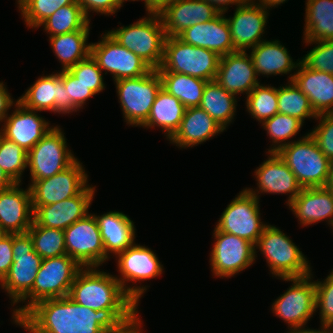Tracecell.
<instances>
[{
	"label": "cell",
	"instance_id": "obj_1",
	"mask_svg": "<svg viewBox=\"0 0 333 333\" xmlns=\"http://www.w3.org/2000/svg\"><path fill=\"white\" fill-rule=\"evenodd\" d=\"M16 324L29 333H142L137 309L95 311L69 296L37 302Z\"/></svg>",
	"mask_w": 333,
	"mask_h": 333
},
{
	"label": "cell",
	"instance_id": "obj_2",
	"mask_svg": "<svg viewBox=\"0 0 333 333\" xmlns=\"http://www.w3.org/2000/svg\"><path fill=\"white\" fill-rule=\"evenodd\" d=\"M68 296L76 303L95 311L138 307L124 292L115 276L100 271L97 267L82 268L77 273Z\"/></svg>",
	"mask_w": 333,
	"mask_h": 333
},
{
	"label": "cell",
	"instance_id": "obj_3",
	"mask_svg": "<svg viewBox=\"0 0 333 333\" xmlns=\"http://www.w3.org/2000/svg\"><path fill=\"white\" fill-rule=\"evenodd\" d=\"M82 267L70 256L45 258L33 283L31 292L21 301L27 304L16 307L12 318L16 323L32 306L45 299L62 298L69 295L71 285Z\"/></svg>",
	"mask_w": 333,
	"mask_h": 333
},
{
	"label": "cell",
	"instance_id": "obj_4",
	"mask_svg": "<svg viewBox=\"0 0 333 333\" xmlns=\"http://www.w3.org/2000/svg\"><path fill=\"white\" fill-rule=\"evenodd\" d=\"M258 248L275 277L299 278L312 273L307 257L290 237L274 225L265 227L255 245V249Z\"/></svg>",
	"mask_w": 333,
	"mask_h": 333
},
{
	"label": "cell",
	"instance_id": "obj_5",
	"mask_svg": "<svg viewBox=\"0 0 333 333\" xmlns=\"http://www.w3.org/2000/svg\"><path fill=\"white\" fill-rule=\"evenodd\" d=\"M148 16L129 26L108 31V33L121 46L138 55L152 69L157 70L163 60L166 35L160 15L148 13Z\"/></svg>",
	"mask_w": 333,
	"mask_h": 333
},
{
	"label": "cell",
	"instance_id": "obj_6",
	"mask_svg": "<svg viewBox=\"0 0 333 333\" xmlns=\"http://www.w3.org/2000/svg\"><path fill=\"white\" fill-rule=\"evenodd\" d=\"M277 153L302 188L326 187L331 161L325 157L309 132Z\"/></svg>",
	"mask_w": 333,
	"mask_h": 333
},
{
	"label": "cell",
	"instance_id": "obj_7",
	"mask_svg": "<svg viewBox=\"0 0 333 333\" xmlns=\"http://www.w3.org/2000/svg\"><path fill=\"white\" fill-rule=\"evenodd\" d=\"M219 61L220 56L214 51L185 43L177 36L166 37L157 71L183 73L209 82L216 79Z\"/></svg>",
	"mask_w": 333,
	"mask_h": 333
},
{
	"label": "cell",
	"instance_id": "obj_8",
	"mask_svg": "<svg viewBox=\"0 0 333 333\" xmlns=\"http://www.w3.org/2000/svg\"><path fill=\"white\" fill-rule=\"evenodd\" d=\"M125 122L141 126L148 118L156 96L162 88V80L157 70L136 77L114 81Z\"/></svg>",
	"mask_w": 333,
	"mask_h": 333
},
{
	"label": "cell",
	"instance_id": "obj_9",
	"mask_svg": "<svg viewBox=\"0 0 333 333\" xmlns=\"http://www.w3.org/2000/svg\"><path fill=\"white\" fill-rule=\"evenodd\" d=\"M12 252L13 263L0 286L9 294L14 305L31 292L43 259L34 251L32 239L27 232L13 234Z\"/></svg>",
	"mask_w": 333,
	"mask_h": 333
},
{
	"label": "cell",
	"instance_id": "obj_10",
	"mask_svg": "<svg viewBox=\"0 0 333 333\" xmlns=\"http://www.w3.org/2000/svg\"><path fill=\"white\" fill-rule=\"evenodd\" d=\"M116 257L120 277L115 275V278L120 282L124 292L138 305L147 288L127 286V281L140 282L156 278L162 274L163 265L151 248L135 243L118 253Z\"/></svg>",
	"mask_w": 333,
	"mask_h": 333
},
{
	"label": "cell",
	"instance_id": "obj_11",
	"mask_svg": "<svg viewBox=\"0 0 333 333\" xmlns=\"http://www.w3.org/2000/svg\"><path fill=\"white\" fill-rule=\"evenodd\" d=\"M60 126L53 128L28 151L31 182L46 179L68 168L77 158L68 149Z\"/></svg>",
	"mask_w": 333,
	"mask_h": 333
},
{
	"label": "cell",
	"instance_id": "obj_12",
	"mask_svg": "<svg viewBox=\"0 0 333 333\" xmlns=\"http://www.w3.org/2000/svg\"><path fill=\"white\" fill-rule=\"evenodd\" d=\"M259 199L243 189L220 216L216 229L256 245L267 224L261 222Z\"/></svg>",
	"mask_w": 333,
	"mask_h": 333
},
{
	"label": "cell",
	"instance_id": "obj_13",
	"mask_svg": "<svg viewBox=\"0 0 333 333\" xmlns=\"http://www.w3.org/2000/svg\"><path fill=\"white\" fill-rule=\"evenodd\" d=\"M313 275L299 278H282L293 282L281 296L272 303V313L288 324L290 328L305 327L316 311V283Z\"/></svg>",
	"mask_w": 333,
	"mask_h": 333
},
{
	"label": "cell",
	"instance_id": "obj_14",
	"mask_svg": "<svg viewBox=\"0 0 333 333\" xmlns=\"http://www.w3.org/2000/svg\"><path fill=\"white\" fill-rule=\"evenodd\" d=\"M66 254L82 268L99 267L105 263L99 225L95 214H88L64 230Z\"/></svg>",
	"mask_w": 333,
	"mask_h": 333
},
{
	"label": "cell",
	"instance_id": "obj_15",
	"mask_svg": "<svg viewBox=\"0 0 333 333\" xmlns=\"http://www.w3.org/2000/svg\"><path fill=\"white\" fill-rule=\"evenodd\" d=\"M214 246L210 253L211 271L216 277H233L253 265L255 245L233 234L214 228Z\"/></svg>",
	"mask_w": 333,
	"mask_h": 333
},
{
	"label": "cell",
	"instance_id": "obj_16",
	"mask_svg": "<svg viewBox=\"0 0 333 333\" xmlns=\"http://www.w3.org/2000/svg\"><path fill=\"white\" fill-rule=\"evenodd\" d=\"M97 43H91V55L101 70L110 72L113 80L136 78L152 68L138 55L121 46L108 32Z\"/></svg>",
	"mask_w": 333,
	"mask_h": 333
},
{
	"label": "cell",
	"instance_id": "obj_17",
	"mask_svg": "<svg viewBox=\"0 0 333 333\" xmlns=\"http://www.w3.org/2000/svg\"><path fill=\"white\" fill-rule=\"evenodd\" d=\"M84 166L76 159L52 177L29 184L32 206L50 205L78 195L88 184Z\"/></svg>",
	"mask_w": 333,
	"mask_h": 333
},
{
	"label": "cell",
	"instance_id": "obj_18",
	"mask_svg": "<svg viewBox=\"0 0 333 333\" xmlns=\"http://www.w3.org/2000/svg\"><path fill=\"white\" fill-rule=\"evenodd\" d=\"M256 2L246 0L242 5L236 6L233 17L226 18L230 27L233 52H247L246 49H252L264 41L261 37L265 33L269 10Z\"/></svg>",
	"mask_w": 333,
	"mask_h": 333
},
{
	"label": "cell",
	"instance_id": "obj_19",
	"mask_svg": "<svg viewBox=\"0 0 333 333\" xmlns=\"http://www.w3.org/2000/svg\"><path fill=\"white\" fill-rule=\"evenodd\" d=\"M63 83V70L59 73L41 76L31 85L25 94L19 97L24 107L36 111H51L54 113L69 114L79 111V108L67 99Z\"/></svg>",
	"mask_w": 333,
	"mask_h": 333
},
{
	"label": "cell",
	"instance_id": "obj_20",
	"mask_svg": "<svg viewBox=\"0 0 333 333\" xmlns=\"http://www.w3.org/2000/svg\"><path fill=\"white\" fill-rule=\"evenodd\" d=\"M95 187L89 184L76 196L44 206H32L33 221L47 228L65 230L78 220L86 217L93 201Z\"/></svg>",
	"mask_w": 333,
	"mask_h": 333
},
{
	"label": "cell",
	"instance_id": "obj_21",
	"mask_svg": "<svg viewBox=\"0 0 333 333\" xmlns=\"http://www.w3.org/2000/svg\"><path fill=\"white\" fill-rule=\"evenodd\" d=\"M268 158L255 170L258 190L245 188L259 199L258 194H289L287 204H290L302 190L293 172L277 152H269ZM257 191V192H256Z\"/></svg>",
	"mask_w": 333,
	"mask_h": 333
},
{
	"label": "cell",
	"instance_id": "obj_22",
	"mask_svg": "<svg viewBox=\"0 0 333 333\" xmlns=\"http://www.w3.org/2000/svg\"><path fill=\"white\" fill-rule=\"evenodd\" d=\"M16 109L4 120L0 134L21 146L27 152L31 150L53 127L49 126L36 110L24 107L20 102Z\"/></svg>",
	"mask_w": 333,
	"mask_h": 333
},
{
	"label": "cell",
	"instance_id": "obj_23",
	"mask_svg": "<svg viewBox=\"0 0 333 333\" xmlns=\"http://www.w3.org/2000/svg\"><path fill=\"white\" fill-rule=\"evenodd\" d=\"M21 183L0 190V227L7 234L26 233L33 222L30 188H20Z\"/></svg>",
	"mask_w": 333,
	"mask_h": 333
},
{
	"label": "cell",
	"instance_id": "obj_24",
	"mask_svg": "<svg viewBox=\"0 0 333 333\" xmlns=\"http://www.w3.org/2000/svg\"><path fill=\"white\" fill-rule=\"evenodd\" d=\"M215 81L229 93L246 96L260 83L251 55L236 51L220 57Z\"/></svg>",
	"mask_w": 333,
	"mask_h": 333
},
{
	"label": "cell",
	"instance_id": "obj_25",
	"mask_svg": "<svg viewBox=\"0 0 333 333\" xmlns=\"http://www.w3.org/2000/svg\"><path fill=\"white\" fill-rule=\"evenodd\" d=\"M219 14L204 0H175L159 13L166 37H175L184 29L212 20Z\"/></svg>",
	"mask_w": 333,
	"mask_h": 333
},
{
	"label": "cell",
	"instance_id": "obj_26",
	"mask_svg": "<svg viewBox=\"0 0 333 333\" xmlns=\"http://www.w3.org/2000/svg\"><path fill=\"white\" fill-rule=\"evenodd\" d=\"M224 16L220 13L212 20L188 27L177 37L185 43L214 51L220 57L233 53L230 27Z\"/></svg>",
	"mask_w": 333,
	"mask_h": 333
},
{
	"label": "cell",
	"instance_id": "obj_27",
	"mask_svg": "<svg viewBox=\"0 0 333 333\" xmlns=\"http://www.w3.org/2000/svg\"><path fill=\"white\" fill-rule=\"evenodd\" d=\"M288 78L308 97L317 116L333 113L332 74L312 70L300 62L296 73Z\"/></svg>",
	"mask_w": 333,
	"mask_h": 333
},
{
	"label": "cell",
	"instance_id": "obj_28",
	"mask_svg": "<svg viewBox=\"0 0 333 333\" xmlns=\"http://www.w3.org/2000/svg\"><path fill=\"white\" fill-rule=\"evenodd\" d=\"M288 205L302 226L327 219L333 227V193L327 187L302 188Z\"/></svg>",
	"mask_w": 333,
	"mask_h": 333
},
{
	"label": "cell",
	"instance_id": "obj_29",
	"mask_svg": "<svg viewBox=\"0 0 333 333\" xmlns=\"http://www.w3.org/2000/svg\"><path fill=\"white\" fill-rule=\"evenodd\" d=\"M224 130L205 110L191 107L186 108L179 129L169 141L181 148L193 147Z\"/></svg>",
	"mask_w": 333,
	"mask_h": 333
},
{
	"label": "cell",
	"instance_id": "obj_30",
	"mask_svg": "<svg viewBox=\"0 0 333 333\" xmlns=\"http://www.w3.org/2000/svg\"><path fill=\"white\" fill-rule=\"evenodd\" d=\"M105 249V261L110 253L117 255L135 242L134 222L122 212L109 211L101 216L95 215Z\"/></svg>",
	"mask_w": 333,
	"mask_h": 333
},
{
	"label": "cell",
	"instance_id": "obj_31",
	"mask_svg": "<svg viewBox=\"0 0 333 333\" xmlns=\"http://www.w3.org/2000/svg\"><path fill=\"white\" fill-rule=\"evenodd\" d=\"M253 60L257 77L260 74L279 75L289 74L297 70L300 60L293 61L287 48L279 40H264L251 49L249 53ZM299 61V62H298Z\"/></svg>",
	"mask_w": 333,
	"mask_h": 333
},
{
	"label": "cell",
	"instance_id": "obj_32",
	"mask_svg": "<svg viewBox=\"0 0 333 333\" xmlns=\"http://www.w3.org/2000/svg\"><path fill=\"white\" fill-rule=\"evenodd\" d=\"M186 107L163 88L158 92L143 128L161 127L169 140L179 129Z\"/></svg>",
	"mask_w": 333,
	"mask_h": 333
},
{
	"label": "cell",
	"instance_id": "obj_33",
	"mask_svg": "<svg viewBox=\"0 0 333 333\" xmlns=\"http://www.w3.org/2000/svg\"><path fill=\"white\" fill-rule=\"evenodd\" d=\"M90 28L50 36L49 41L56 58L62 63L61 70H68L91 54V43H87Z\"/></svg>",
	"mask_w": 333,
	"mask_h": 333
},
{
	"label": "cell",
	"instance_id": "obj_34",
	"mask_svg": "<svg viewBox=\"0 0 333 333\" xmlns=\"http://www.w3.org/2000/svg\"><path fill=\"white\" fill-rule=\"evenodd\" d=\"M304 40H333V0H307Z\"/></svg>",
	"mask_w": 333,
	"mask_h": 333
},
{
	"label": "cell",
	"instance_id": "obj_35",
	"mask_svg": "<svg viewBox=\"0 0 333 333\" xmlns=\"http://www.w3.org/2000/svg\"><path fill=\"white\" fill-rule=\"evenodd\" d=\"M236 106L235 95L229 93L215 80L207 82L199 107L205 110L225 130L234 120Z\"/></svg>",
	"mask_w": 333,
	"mask_h": 333
},
{
	"label": "cell",
	"instance_id": "obj_36",
	"mask_svg": "<svg viewBox=\"0 0 333 333\" xmlns=\"http://www.w3.org/2000/svg\"><path fill=\"white\" fill-rule=\"evenodd\" d=\"M162 88L179 99L186 108L199 107L208 81L183 73L158 72Z\"/></svg>",
	"mask_w": 333,
	"mask_h": 333
},
{
	"label": "cell",
	"instance_id": "obj_37",
	"mask_svg": "<svg viewBox=\"0 0 333 333\" xmlns=\"http://www.w3.org/2000/svg\"><path fill=\"white\" fill-rule=\"evenodd\" d=\"M90 18H87L82 8L75 0L72 4L60 7L40 26L44 27L50 36L62 35L82 28H90Z\"/></svg>",
	"mask_w": 333,
	"mask_h": 333
},
{
	"label": "cell",
	"instance_id": "obj_38",
	"mask_svg": "<svg viewBox=\"0 0 333 333\" xmlns=\"http://www.w3.org/2000/svg\"><path fill=\"white\" fill-rule=\"evenodd\" d=\"M288 84V85H287ZM285 86L278 87V113L297 118L302 123L306 118H317L308 97L289 81Z\"/></svg>",
	"mask_w": 333,
	"mask_h": 333
},
{
	"label": "cell",
	"instance_id": "obj_39",
	"mask_svg": "<svg viewBox=\"0 0 333 333\" xmlns=\"http://www.w3.org/2000/svg\"><path fill=\"white\" fill-rule=\"evenodd\" d=\"M27 233L34 251L42 258L66 255L64 231L37 225L34 221Z\"/></svg>",
	"mask_w": 333,
	"mask_h": 333
},
{
	"label": "cell",
	"instance_id": "obj_40",
	"mask_svg": "<svg viewBox=\"0 0 333 333\" xmlns=\"http://www.w3.org/2000/svg\"><path fill=\"white\" fill-rule=\"evenodd\" d=\"M261 124L267 131V136L272 139V147L266 153L278 152L282 147L292 143L289 139L296 136L303 126L297 118L281 113L264 120Z\"/></svg>",
	"mask_w": 333,
	"mask_h": 333
},
{
	"label": "cell",
	"instance_id": "obj_41",
	"mask_svg": "<svg viewBox=\"0 0 333 333\" xmlns=\"http://www.w3.org/2000/svg\"><path fill=\"white\" fill-rule=\"evenodd\" d=\"M247 111L260 123L278 113V88L258 84L246 97Z\"/></svg>",
	"mask_w": 333,
	"mask_h": 333
},
{
	"label": "cell",
	"instance_id": "obj_42",
	"mask_svg": "<svg viewBox=\"0 0 333 333\" xmlns=\"http://www.w3.org/2000/svg\"><path fill=\"white\" fill-rule=\"evenodd\" d=\"M27 159L26 150L0 134V167L15 183H21Z\"/></svg>",
	"mask_w": 333,
	"mask_h": 333
},
{
	"label": "cell",
	"instance_id": "obj_43",
	"mask_svg": "<svg viewBox=\"0 0 333 333\" xmlns=\"http://www.w3.org/2000/svg\"><path fill=\"white\" fill-rule=\"evenodd\" d=\"M75 0H19L21 16L30 28H38L60 7L72 4Z\"/></svg>",
	"mask_w": 333,
	"mask_h": 333
},
{
	"label": "cell",
	"instance_id": "obj_44",
	"mask_svg": "<svg viewBox=\"0 0 333 333\" xmlns=\"http://www.w3.org/2000/svg\"><path fill=\"white\" fill-rule=\"evenodd\" d=\"M304 42L308 45H317L302 57L300 62L312 70L333 75V40Z\"/></svg>",
	"mask_w": 333,
	"mask_h": 333
},
{
	"label": "cell",
	"instance_id": "obj_45",
	"mask_svg": "<svg viewBox=\"0 0 333 333\" xmlns=\"http://www.w3.org/2000/svg\"><path fill=\"white\" fill-rule=\"evenodd\" d=\"M68 71L95 94L102 92L106 88L102 70L91 54L86 59L69 68Z\"/></svg>",
	"mask_w": 333,
	"mask_h": 333
},
{
	"label": "cell",
	"instance_id": "obj_46",
	"mask_svg": "<svg viewBox=\"0 0 333 333\" xmlns=\"http://www.w3.org/2000/svg\"><path fill=\"white\" fill-rule=\"evenodd\" d=\"M316 283V310L320 308V327L329 329L333 325V269L324 281Z\"/></svg>",
	"mask_w": 333,
	"mask_h": 333
},
{
	"label": "cell",
	"instance_id": "obj_47",
	"mask_svg": "<svg viewBox=\"0 0 333 333\" xmlns=\"http://www.w3.org/2000/svg\"><path fill=\"white\" fill-rule=\"evenodd\" d=\"M320 120L309 134L317 143L319 149L330 161L333 160V113L318 115Z\"/></svg>",
	"mask_w": 333,
	"mask_h": 333
},
{
	"label": "cell",
	"instance_id": "obj_48",
	"mask_svg": "<svg viewBox=\"0 0 333 333\" xmlns=\"http://www.w3.org/2000/svg\"><path fill=\"white\" fill-rule=\"evenodd\" d=\"M63 83L67 90V99L80 109L86 101L92 96L96 95L86 85L77 80L68 70H63Z\"/></svg>",
	"mask_w": 333,
	"mask_h": 333
},
{
	"label": "cell",
	"instance_id": "obj_49",
	"mask_svg": "<svg viewBox=\"0 0 333 333\" xmlns=\"http://www.w3.org/2000/svg\"><path fill=\"white\" fill-rule=\"evenodd\" d=\"M77 3L87 18L90 17L91 11L109 16L115 14L123 6L122 0H77Z\"/></svg>",
	"mask_w": 333,
	"mask_h": 333
},
{
	"label": "cell",
	"instance_id": "obj_50",
	"mask_svg": "<svg viewBox=\"0 0 333 333\" xmlns=\"http://www.w3.org/2000/svg\"><path fill=\"white\" fill-rule=\"evenodd\" d=\"M13 234H7L0 239V282L8 274L13 263Z\"/></svg>",
	"mask_w": 333,
	"mask_h": 333
},
{
	"label": "cell",
	"instance_id": "obj_51",
	"mask_svg": "<svg viewBox=\"0 0 333 333\" xmlns=\"http://www.w3.org/2000/svg\"><path fill=\"white\" fill-rule=\"evenodd\" d=\"M17 102L18 99L15 103L13 98H11L10 93L7 91L5 84L0 82V123L4 122L8 116V111L11 109L13 104H17Z\"/></svg>",
	"mask_w": 333,
	"mask_h": 333
},
{
	"label": "cell",
	"instance_id": "obj_52",
	"mask_svg": "<svg viewBox=\"0 0 333 333\" xmlns=\"http://www.w3.org/2000/svg\"><path fill=\"white\" fill-rule=\"evenodd\" d=\"M145 3L146 12L148 13H160L167 5H170L175 0H142Z\"/></svg>",
	"mask_w": 333,
	"mask_h": 333
},
{
	"label": "cell",
	"instance_id": "obj_53",
	"mask_svg": "<svg viewBox=\"0 0 333 333\" xmlns=\"http://www.w3.org/2000/svg\"><path fill=\"white\" fill-rule=\"evenodd\" d=\"M207 1L208 3L212 4L219 13H224L227 12L228 10V5H234L239 6L242 5L246 0H204Z\"/></svg>",
	"mask_w": 333,
	"mask_h": 333
},
{
	"label": "cell",
	"instance_id": "obj_54",
	"mask_svg": "<svg viewBox=\"0 0 333 333\" xmlns=\"http://www.w3.org/2000/svg\"><path fill=\"white\" fill-rule=\"evenodd\" d=\"M15 182L0 167V190L12 187Z\"/></svg>",
	"mask_w": 333,
	"mask_h": 333
},
{
	"label": "cell",
	"instance_id": "obj_55",
	"mask_svg": "<svg viewBox=\"0 0 333 333\" xmlns=\"http://www.w3.org/2000/svg\"><path fill=\"white\" fill-rule=\"evenodd\" d=\"M322 329L315 330V329H306L304 327H297V328H288L290 332L288 333H329V329L325 327H321Z\"/></svg>",
	"mask_w": 333,
	"mask_h": 333
},
{
	"label": "cell",
	"instance_id": "obj_56",
	"mask_svg": "<svg viewBox=\"0 0 333 333\" xmlns=\"http://www.w3.org/2000/svg\"><path fill=\"white\" fill-rule=\"evenodd\" d=\"M287 0H258L259 3H261L265 8L270 9L272 7H277L280 4H283Z\"/></svg>",
	"mask_w": 333,
	"mask_h": 333
},
{
	"label": "cell",
	"instance_id": "obj_57",
	"mask_svg": "<svg viewBox=\"0 0 333 333\" xmlns=\"http://www.w3.org/2000/svg\"><path fill=\"white\" fill-rule=\"evenodd\" d=\"M326 187L333 193V160L330 164V173H329V180L327 182Z\"/></svg>",
	"mask_w": 333,
	"mask_h": 333
},
{
	"label": "cell",
	"instance_id": "obj_58",
	"mask_svg": "<svg viewBox=\"0 0 333 333\" xmlns=\"http://www.w3.org/2000/svg\"><path fill=\"white\" fill-rule=\"evenodd\" d=\"M6 235V232L0 227V239Z\"/></svg>",
	"mask_w": 333,
	"mask_h": 333
},
{
	"label": "cell",
	"instance_id": "obj_59",
	"mask_svg": "<svg viewBox=\"0 0 333 333\" xmlns=\"http://www.w3.org/2000/svg\"><path fill=\"white\" fill-rule=\"evenodd\" d=\"M329 333H333V325L329 328Z\"/></svg>",
	"mask_w": 333,
	"mask_h": 333
},
{
	"label": "cell",
	"instance_id": "obj_60",
	"mask_svg": "<svg viewBox=\"0 0 333 333\" xmlns=\"http://www.w3.org/2000/svg\"><path fill=\"white\" fill-rule=\"evenodd\" d=\"M122 1L125 2V1H140V0H122Z\"/></svg>",
	"mask_w": 333,
	"mask_h": 333
}]
</instances>
